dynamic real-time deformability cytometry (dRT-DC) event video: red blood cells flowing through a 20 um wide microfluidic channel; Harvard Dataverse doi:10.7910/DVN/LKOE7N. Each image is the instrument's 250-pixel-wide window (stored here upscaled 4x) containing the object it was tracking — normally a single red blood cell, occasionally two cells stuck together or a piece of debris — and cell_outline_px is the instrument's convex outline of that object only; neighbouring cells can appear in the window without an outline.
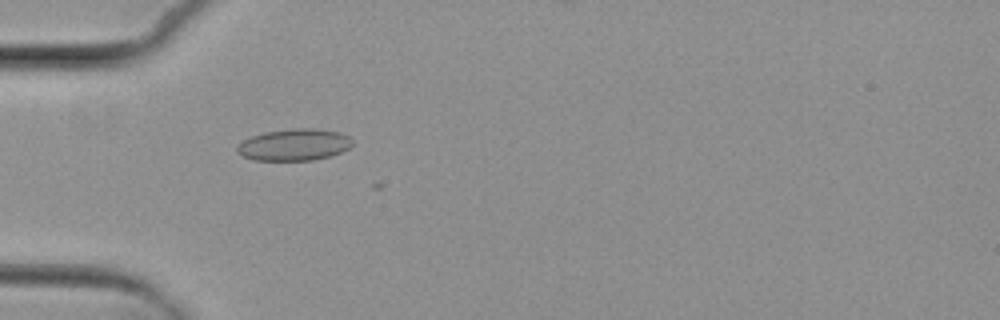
{"species": "common noctule bat (a hibernating species)", "species_latin": "Nyctalus noctula", "temperature_condition": "cold", "stored_images_in_passage": 3, "camera_frame_rate_fps": 3000, "um_per_image_px": 0.085, "animal": {"sex": "female", "body_mass_g": 29.2, "forearm_length_mm": 56.3}, "frame": {"image": 1, "passage_image": 2, "time_ms": 1.333, "image_size_px": [1000, 320], "cell_outline_px": [[352, 144], [348, 148], [340, 152], [328, 156], [312, 160], [252, 160], [236, 152], [236, 148], [244, 140], [252, 136], [264, 132], [292, 128], [312, 128], [340, 132], [348, 136], [352, 140]], "centroid_in_image_um": [24.99, 12.29], "position_along_channel_um": 60.0, "area_um2": 21.15}}